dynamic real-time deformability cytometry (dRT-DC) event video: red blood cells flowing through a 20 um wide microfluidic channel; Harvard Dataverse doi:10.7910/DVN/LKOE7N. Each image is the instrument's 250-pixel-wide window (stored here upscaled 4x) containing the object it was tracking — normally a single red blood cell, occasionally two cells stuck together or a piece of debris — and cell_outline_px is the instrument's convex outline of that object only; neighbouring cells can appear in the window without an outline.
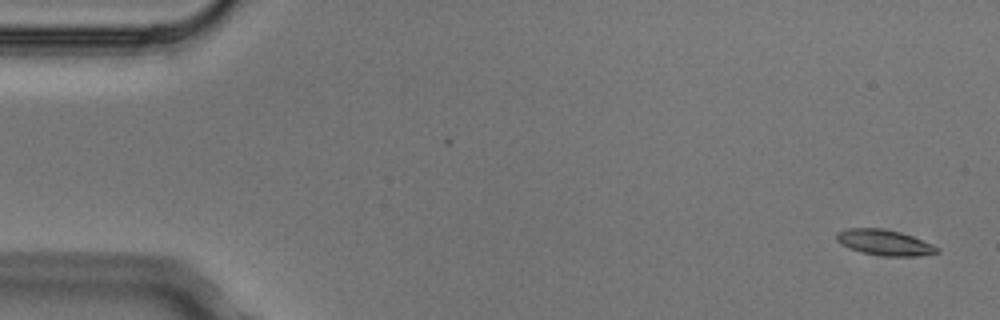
{"species": "Egyptian fruit bat (a non-hibernating species)", "species_latin": "Rousettus aegyptiacus", "temperature_condition": "cold", "stored_images_in_passage": 6, "camera_frame_rate_fps": 3000, "um_per_image_px": 0.085, "animal": {"sex": "male"}, "frame": {"image": 1, "passage_image": 1, "time_ms": 0.0, "image_size_px": [1000, 320], "cell_outline_px": [[940, 252], [916, 256], [884, 256], [860, 252], [848, 248], [840, 244], [836, 240], [836, 232], [848, 228], [880, 228], [900, 232], [912, 236], [932, 244], [940, 248]], "centroid_in_image_um": [75.15, 20.61], "position_along_channel_um": 9.8, "area_um2": 15.09}}
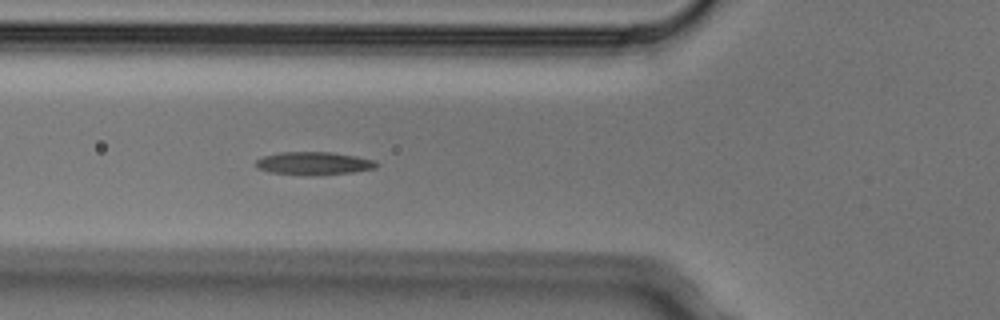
{"frame": {"image": 2, "passage_image": 6, "time_ms": 1.667, "image_size_px": [1000, 320], "cell_outline_px": [[380, 164], [376, 168], [352, 172], [272, 172], [256, 168], [256, 160], [264, 156], [280, 152], [332, 152], [356, 156], [376, 160]], "centroid_in_image_um": [26.73, 13.82], "position_along_channel_um": 99.1, "area_um2": 15.09}}